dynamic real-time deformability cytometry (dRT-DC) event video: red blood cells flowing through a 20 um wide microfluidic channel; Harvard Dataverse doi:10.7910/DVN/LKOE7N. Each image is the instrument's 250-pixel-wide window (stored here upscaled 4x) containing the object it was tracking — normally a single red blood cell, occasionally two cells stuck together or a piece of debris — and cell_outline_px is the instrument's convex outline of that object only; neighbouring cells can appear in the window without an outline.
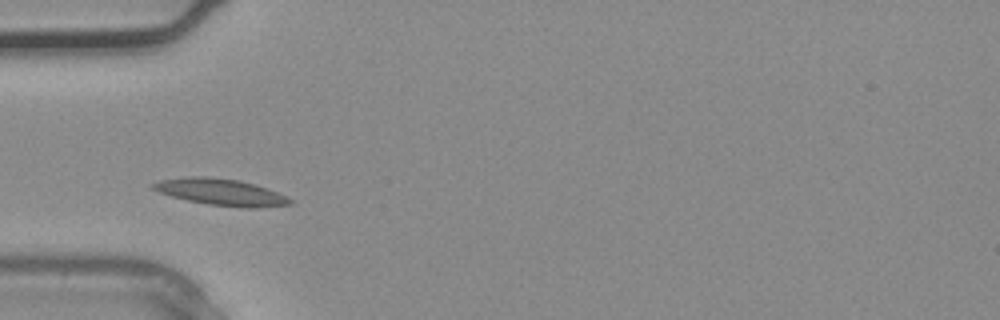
{"species": "common noctule bat (a hibernating species)", "species_latin": "Nyctalus noctula", "temperature_condition": "warm", "stored_images_in_passage": 1, "camera_frame_rate_fps": 3000, "um_per_image_px": 0.085, "animal": {"sex": "male", "body_mass_g": 20.4}, "frame": {"image": 1, "passage_image": 1, "time_ms": 0.0, "image_size_px": [1000, 320], "cell_outline_px": [[296, 204], [256, 208], [248, 208], [208, 204], [188, 200], [172, 196], [160, 192], [152, 188], [148, 184], [160, 180], [188, 176], [208, 176], [240, 180], [276, 192], [292, 200]], "centroid_in_image_um": [18.75, 16.32], "position_along_channel_um": 66.2, "area_um2": 21.1}}